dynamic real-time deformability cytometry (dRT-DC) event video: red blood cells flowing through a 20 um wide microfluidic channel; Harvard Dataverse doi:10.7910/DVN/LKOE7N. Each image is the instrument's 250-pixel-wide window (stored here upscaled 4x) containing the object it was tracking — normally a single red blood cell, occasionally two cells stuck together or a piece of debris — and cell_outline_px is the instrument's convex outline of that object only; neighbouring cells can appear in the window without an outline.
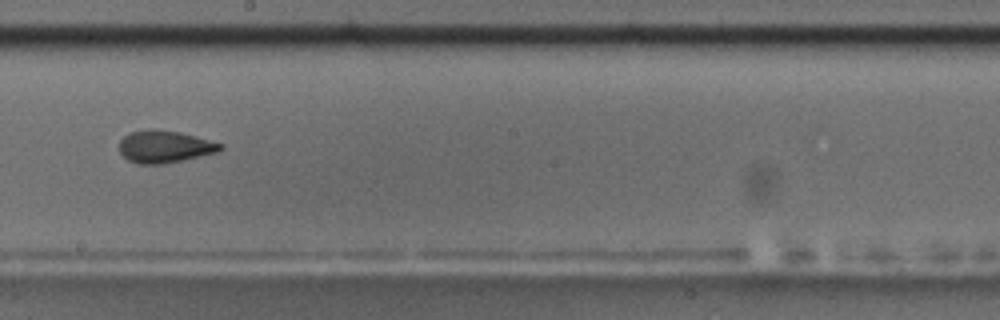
{"species": "common noctule bat (a hibernating species)", "species_latin": "Nyctalus noctula", "temperature_condition": "room temperature", "stored_images_in_passage": 17, "camera_frame_rate_fps": 3000, "um_per_image_px": 0.085, "animal": {"sex": "male", "body_mass_g": 17.5, "forearm_length_mm": 52.3}, "frame": {"image": 1, "passage_image": 10, "time_ms": 10.333, "image_size_px": [1000, 320], "cell_outline_px": [[224, 148], [220, 152], [184, 160], [164, 164], [136, 164], [128, 160], [120, 152], [120, 140], [128, 132], [148, 128], [156, 128], [180, 132], [224, 144]], "centroid_in_image_um": [14.01, 12.46], "position_along_channel_um": 234.2, "area_um2": 19.42}, "authors_computed_cell_mechanics": {"area_um2": 18.785, "velocity_mm_per_s": 3.5603, "shape_relaxation_time_tau1_ms": 5.2867, "shape_relaxation_time_tau2_ms": 2.47, "deformation_change_tau1": 0.1281, "deformation_change_tau2": 0.054}}